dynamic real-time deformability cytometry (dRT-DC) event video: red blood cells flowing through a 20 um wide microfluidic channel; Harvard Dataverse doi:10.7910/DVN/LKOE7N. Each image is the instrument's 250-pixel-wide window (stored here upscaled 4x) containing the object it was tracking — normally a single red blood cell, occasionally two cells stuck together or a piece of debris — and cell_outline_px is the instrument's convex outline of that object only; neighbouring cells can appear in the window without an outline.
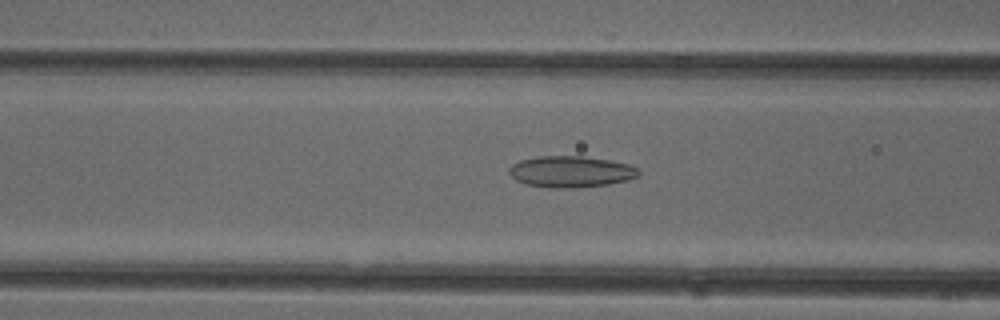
{"species": "common noctule bat (a hibernating species)", "species_latin": "Nyctalus noctula", "temperature_condition": "cold", "stored_images_in_passage": 51, "camera_frame_rate_fps": 3000, "um_per_image_px": 0.085, "animal": {"sex": "female"}, "frame": {"image": 1, "passage_image": 20, "time_ms": 6.333, "image_size_px": [1000, 320], "cell_outline_px": [[640, 176], [628, 180], [608, 184], [572, 188], [548, 188], [524, 184], [516, 180], [508, 172], [508, 168], [512, 164], [520, 160], [540, 156], [584, 156], [608, 160], [628, 164], [636, 168], [640, 172]], "centroid_in_image_um": [48.5, 14.6], "position_along_channel_um": 118.1, "area_um2": 23.76}}
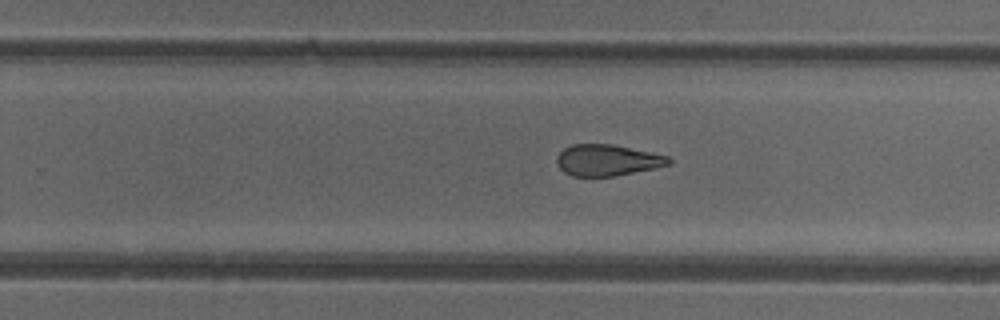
{"frame": {"image": 2, "passage_image": 32, "time_ms": 10.333, "image_size_px": [1000, 320], "cell_outline_px": [[672, 164], [656, 168], [616, 176], [572, 176], [564, 172], [556, 164], [556, 156], [564, 148], [572, 144], [612, 144], [652, 152], [668, 156], [672, 160]], "centroid_in_image_um": [51.63, 13.61], "position_along_channel_um": 278.2, "area_um2": 20.63}}
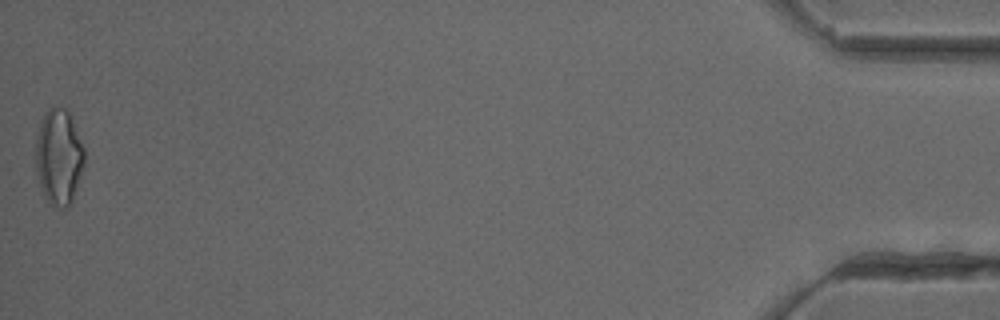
{"frame": {"image": 3, "passage_image": 51, "time_ms": 16.667, "image_size_px": [1000, 320], "cell_outline_px": [[84, 164], [72, 200], [68, 208], [52, 208], [48, 204], [44, 196], [40, 184], [36, 168], [36, 140], [40, 120], [44, 112], [52, 104], [64, 108], [68, 112], [84, 148]], "centroid_in_image_um": [4.98, 13.34], "position_along_channel_um": 430.2, "area_um2": 27.28}, "authors_computed_cell_mechanics": {"area_um2": 23.0044, "velocity_mm_per_s": 4.0029, "shape_relaxation_time_tau1_ms": null, "shape_relaxation_time_tau2_ms": 3.3357, "deformation_change_tau1": null, "deformation_change_tau2": 0.1267}}